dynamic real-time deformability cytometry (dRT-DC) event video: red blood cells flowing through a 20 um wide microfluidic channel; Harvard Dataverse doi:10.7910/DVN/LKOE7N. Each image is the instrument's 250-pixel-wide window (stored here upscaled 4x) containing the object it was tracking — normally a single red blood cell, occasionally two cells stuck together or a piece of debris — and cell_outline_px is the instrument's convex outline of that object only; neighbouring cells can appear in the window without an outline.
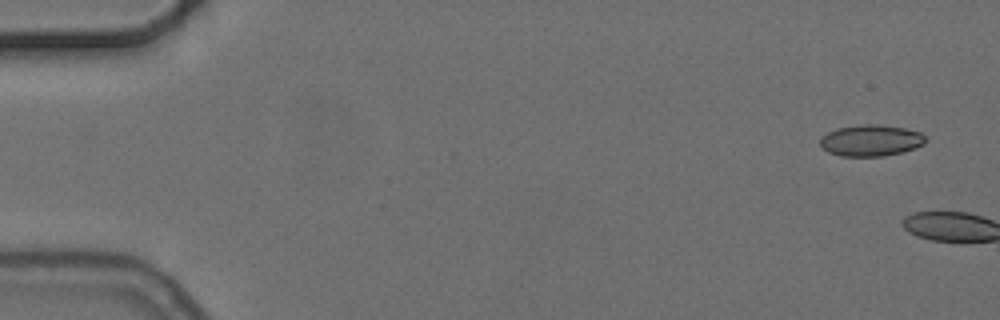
{"species": "common noctule bat (a hibernating species)", "species_latin": "Nyctalus noctula", "temperature_condition": "cold", "stored_images_in_passage": 5, "camera_frame_rate_fps": 3000, "um_per_image_px": 0.085, "animal": {"sex": "female", "body_mass_g": 24.6, "forearm_length_mm": 56.2}, "frame": {"image": 1, "passage_image": 1, "time_ms": 0.0, "image_size_px": [1000, 320], "cell_outline_px": [[928, 140], [924, 144], [916, 148], [904, 152], [884, 156], [840, 156], [828, 152], [820, 144], [820, 140], [828, 132], [836, 128], [864, 124], [876, 124], [904, 128], [920, 132]], "centroid_in_image_um": [74.06, 11.94], "position_along_channel_um": 10.9, "area_um2": 19.31}}
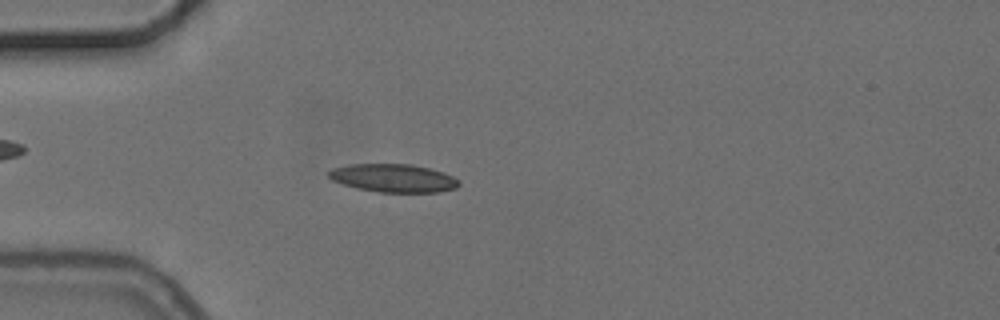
{"frame": {"image": 2, "passage_image": 5, "time_ms": 5.667, "image_size_px": [1000, 320], "cell_outline_px": [[460, 184], [456, 188], [440, 192], [380, 192], [356, 188], [332, 180], [328, 176], [328, 172], [332, 168], [348, 164], [412, 164], [444, 172], [460, 180]], "centroid_in_image_um": [33.45, 15.13], "position_along_channel_um": 51.5, "area_um2": 21.44}}